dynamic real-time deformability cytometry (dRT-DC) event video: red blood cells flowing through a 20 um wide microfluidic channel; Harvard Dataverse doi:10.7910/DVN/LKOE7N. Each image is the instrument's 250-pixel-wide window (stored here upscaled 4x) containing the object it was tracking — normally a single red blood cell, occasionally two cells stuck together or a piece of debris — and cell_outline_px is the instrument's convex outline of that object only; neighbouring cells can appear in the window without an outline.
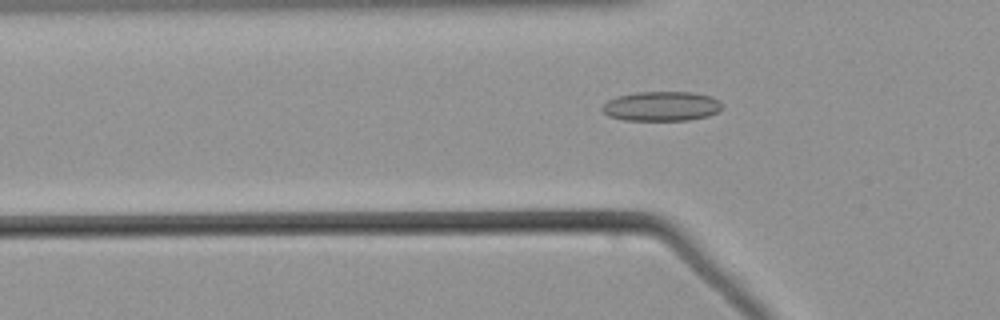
{"species": "common noctule bat (a hibernating species)", "species_latin": "Nyctalus noctula", "temperature_condition": "warm", "stored_images_in_passage": 51, "camera_frame_rate_fps": 3000, "um_per_image_px": 0.085, "animal": {"sex": "male", "body_mass_g": 21.5, "forearm_length_mm": 52.0}, "frame": {"image": 1, "passage_image": 18, "time_ms": 5.667, "image_size_px": [1000, 320], "cell_outline_px": [[720, 112], [708, 116], [688, 120], [624, 120], [608, 116], [600, 108], [608, 100], [616, 96], [636, 92], [692, 92], [712, 96], [720, 100]], "centroid_in_image_um": [56.23, 9.02], "position_along_channel_um": 69.6, "area_um2": 20.81}}
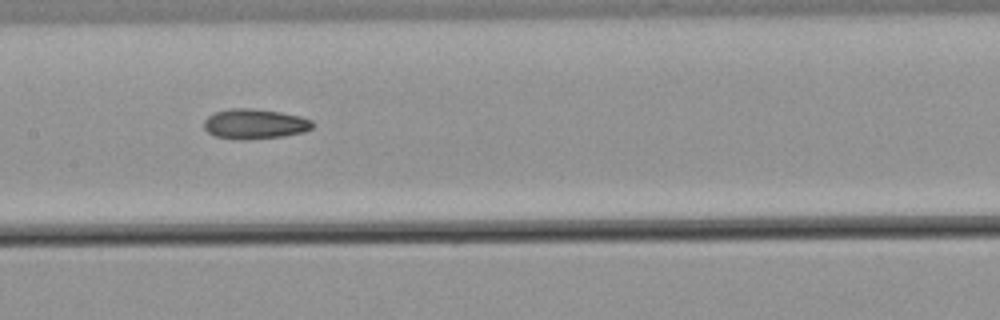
{"frame": {"image": 2, "passage_image": 27, "time_ms": 8.667, "image_size_px": [1000, 320], "cell_outline_px": [[312, 128], [304, 132], [284, 136], [248, 140], [236, 140], [216, 136], [208, 132], [204, 128], [204, 120], [208, 116], [216, 112], [228, 108], [252, 108], [280, 112], [300, 116], [312, 120]], "centroid_in_image_um": [21.64, 10.54], "position_along_channel_um": 185.8, "area_um2": 19.13}}
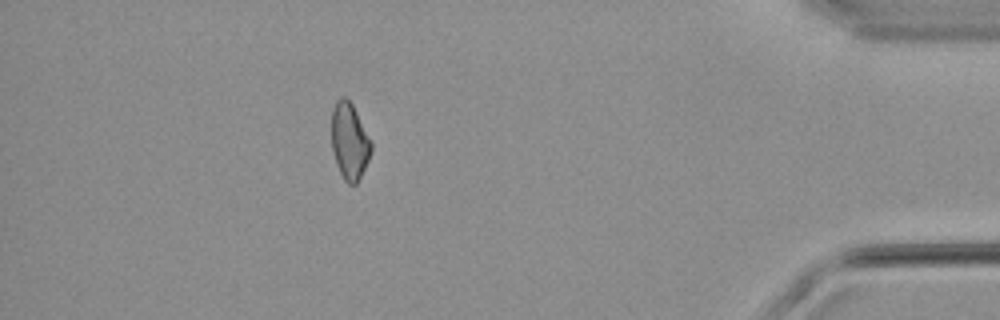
{"frame": {"image": 3, "passage_image": 48, "time_ms": 15.667, "image_size_px": [1000, 320], "cell_outline_px": [[372, 148], [368, 160], [356, 184], [348, 184], [344, 180], [336, 164], [332, 152], [332, 108], [336, 100], [340, 96], [344, 96], [352, 104], [372, 144]], "centroid_in_image_um": [29.68, 11.99], "position_along_channel_um": 405.5, "area_um2": 17.46}}